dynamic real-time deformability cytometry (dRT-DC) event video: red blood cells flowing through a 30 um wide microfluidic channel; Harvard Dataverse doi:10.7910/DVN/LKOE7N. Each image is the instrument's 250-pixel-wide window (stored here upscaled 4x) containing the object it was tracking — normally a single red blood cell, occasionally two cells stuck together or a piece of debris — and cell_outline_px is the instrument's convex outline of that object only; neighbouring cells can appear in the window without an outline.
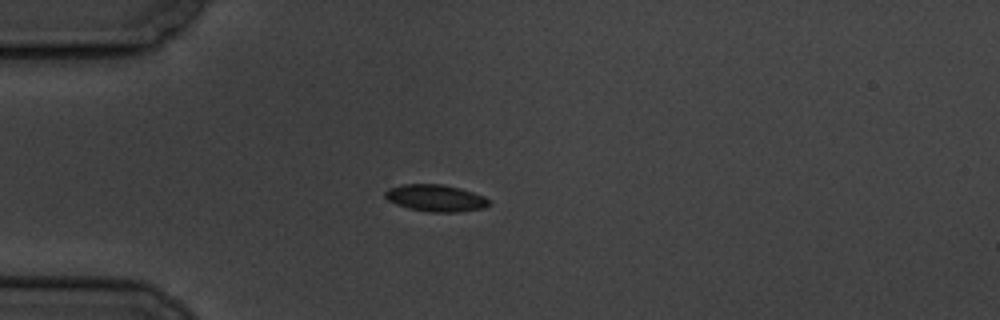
{"species": "common noctule bat (a hibernating species)", "species_latin": "Nyctalus noctula", "temperature_condition": "cold", "stored_images_in_passage": 13, "camera_frame_rate_fps": 3000, "um_per_image_px": 0.085, "animal": {"sex": "male", "body_mass_g": 19.5, "forearm_length_mm": 54.6}, "frame": {"image": 1, "passage_image": 4, "time_ms": 4.0, "image_size_px": [1000, 320], "cell_outline_px": [[492, 204], [484, 208], [456, 212], [428, 212], [408, 208], [396, 204], [388, 200], [384, 196], [384, 192], [388, 188], [400, 184], [444, 184], [460, 188], [484, 196]], "centroid_in_image_um": [37.01, 16.83], "position_along_channel_um": 48.0, "area_um2": 16.42}}
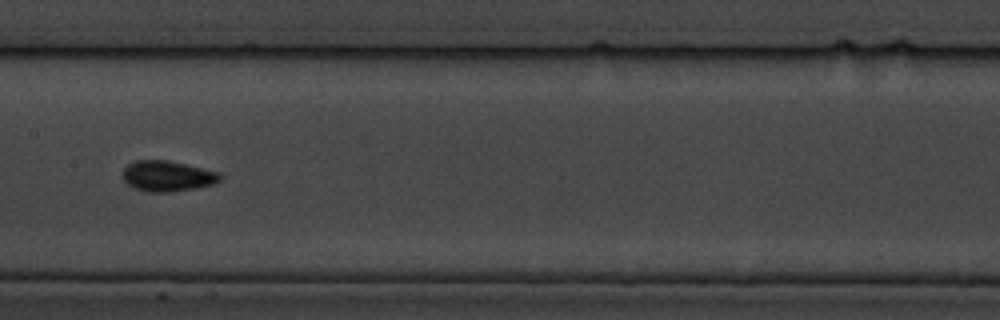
{"frame": {"image": 2, "passage_image": 8, "time_ms": 8.667, "image_size_px": [1000, 320], "cell_outline_px": [[220, 180], [212, 184], [196, 188], [168, 192], [148, 192], [136, 188], [128, 184], [124, 180], [124, 168], [128, 164], [136, 160], [168, 160], [220, 172]], "centroid_in_image_um": [14.23, 14.96], "position_along_channel_um": 193.2, "area_um2": 17.17}}
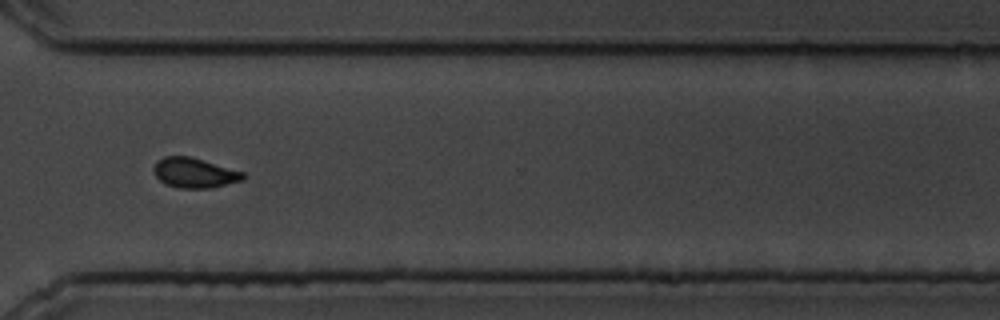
{"frame": {"image": 3, "passage_image": 12, "time_ms": 13.333, "image_size_px": [1000, 320], "cell_outline_px": [[248, 176], [244, 180], [212, 188], [180, 188], [164, 184], [152, 172], [152, 168], [156, 160], [164, 156], [188, 156], [244, 172]], "centroid_in_image_um": [16.51, 14.7], "position_along_channel_um": 354.1, "area_um2": 15.78}, "authors_computed_cell_mechanics": {"area_um2": 15.9528, "velocity_mm_per_s": 3.4593, "shape_relaxation_time_tau1_ms": 1.9496, "shape_relaxation_time_tau2_ms": 2.5851, "deformation_change_tau1": 0.0833, "deformation_change_tau2": 0.0609}}